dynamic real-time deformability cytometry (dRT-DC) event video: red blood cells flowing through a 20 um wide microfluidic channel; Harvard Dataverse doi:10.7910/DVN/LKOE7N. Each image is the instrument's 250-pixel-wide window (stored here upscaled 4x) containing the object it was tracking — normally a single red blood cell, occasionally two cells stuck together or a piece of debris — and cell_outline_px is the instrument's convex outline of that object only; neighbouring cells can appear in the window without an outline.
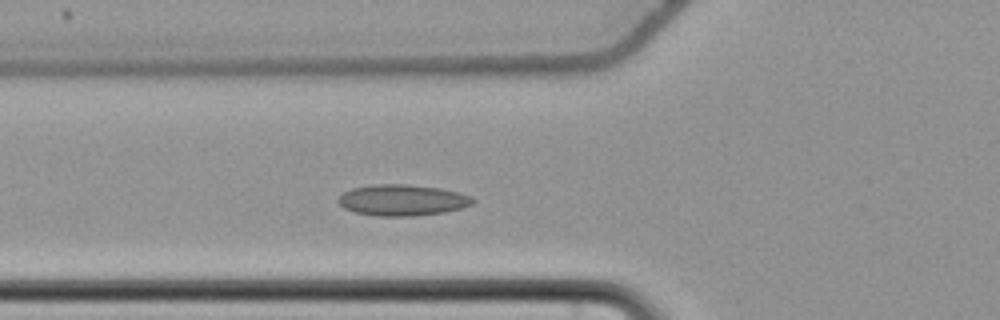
{"species": "common noctule bat (a hibernating species)", "species_latin": "Nyctalus noctula", "temperature_condition": "cold", "stored_images_in_passage": 50, "camera_frame_rate_fps": 3000, "um_per_image_px": 0.085, "animal": {"sex": "female", "body_mass_g": 22.7, "forearm_length_mm": 54.2}, "frame": {"image": 1, "passage_image": 15, "time_ms": 4.667, "image_size_px": [1000, 320], "cell_outline_px": [[476, 200], [472, 204], [460, 208], [444, 212], [416, 216], [376, 216], [356, 212], [344, 208], [336, 200], [344, 192], [352, 188], [376, 184], [408, 184], [440, 188], [460, 192], [472, 196]], "centroid_in_image_um": [34.22, 17.01], "position_along_channel_um": 91.6, "area_um2": 24.51}}
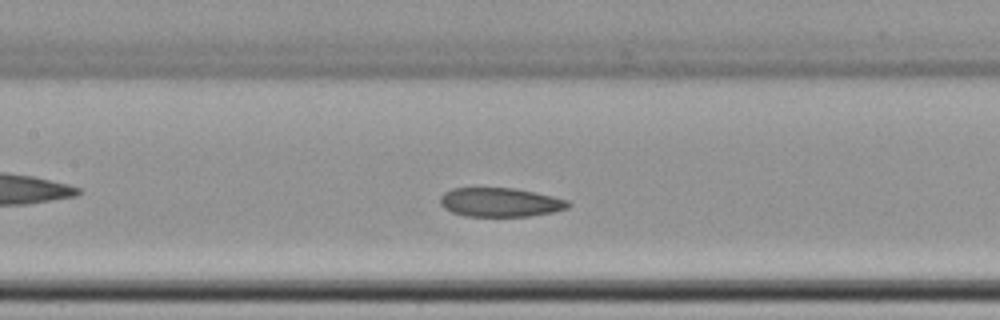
{"frame": {"image": 2, "passage_image": 21, "time_ms": 6.667, "image_size_px": [1000, 320], "cell_outline_px": [[572, 204], [568, 208], [552, 212], [532, 216], [464, 216], [452, 212], [444, 208], [440, 204], [440, 196], [444, 192], [452, 188], [516, 188], [536, 192], [568, 200]], "centroid_in_image_um": [42.52, 17.19], "position_along_channel_um": 164.9, "area_um2": 21.79}}
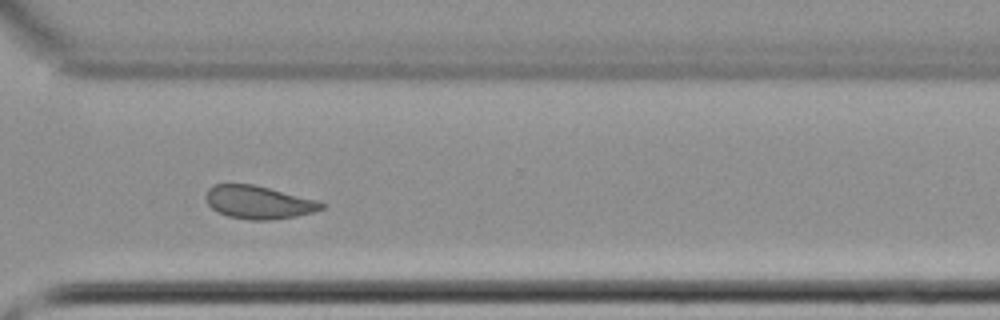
{"frame": {"image": 3, "passage_image": 36, "time_ms": 11.667, "image_size_px": [1000, 320], "cell_outline_px": [[324, 208], [312, 212], [296, 216], [272, 220], [248, 220], [228, 216], [212, 208], [204, 200], [204, 196], [208, 188], [212, 184], [252, 184], [316, 200], [324, 204]], "centroid_in_image_um": [21.92, 17.19], "position_along_channel_um": 348.7, "area_um2": 22.14}, "authors_computed_cell_mechanics": {"area_um2": 22.9755, "velocity_mm_per_s": 3.6656, "shape_relaxation_time_tau1_ms": null, "shape_relaxation_time_tau2_ms": 5.3627, "deformation_change_tau1": null, "deformation_change_tau2": 0.1073}}